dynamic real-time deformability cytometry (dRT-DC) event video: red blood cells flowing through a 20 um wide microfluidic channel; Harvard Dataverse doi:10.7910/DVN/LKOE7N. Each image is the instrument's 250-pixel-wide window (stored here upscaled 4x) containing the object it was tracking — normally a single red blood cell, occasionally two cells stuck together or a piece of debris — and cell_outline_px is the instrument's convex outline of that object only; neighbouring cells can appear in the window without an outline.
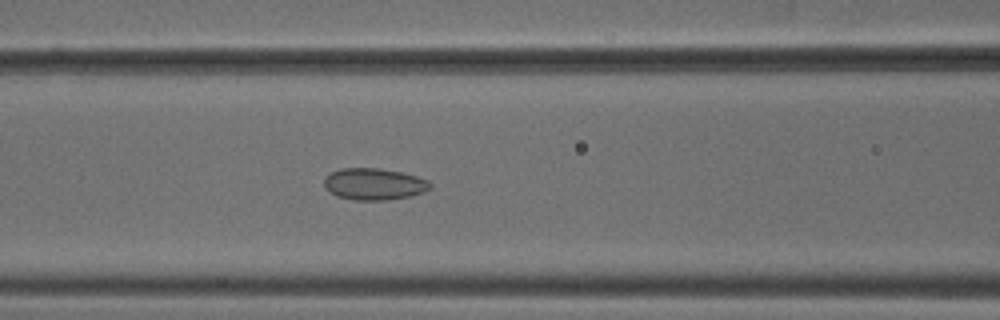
{"species": "common noctule bat (a hibernating species)", "species_latin": "Nyctalus noctula", "temperature_condition": "cold", "stored_images_in_passage": 52, "camera_frame_rate_fps": 3000, "um_per_image_px": 0.085, "animal": {"sex": "male", "body_mass_g": 18.8}, "frame": {"image": 1, "passage_image": 22, "time_ms": 7.0, "image_size_px": [1000, 320], "cell_outline_px": [[432, 188], [424, 192], [412, 196], [388, 200], [352, 200], [336, 196], [324, 184], [324, 180], [332, 172], [340, 168], [380, 168], [404, 172], [428, 180], [432, 184]], "centroid_in_image_um": [31.86, 15.65], "position_along_channel_um": 134.7, "area_um2": 19.71}}
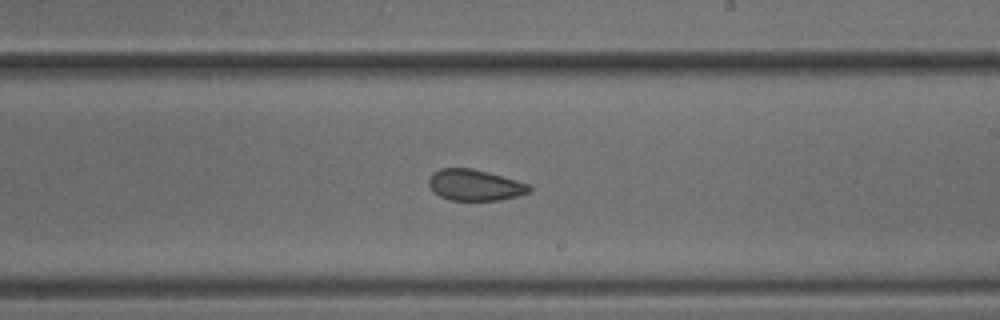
{"frame": {"image": 2, "passage_image": 31, "time_ms": 10.0, "image_size_px": [1000, 320], "cell_outline_px": [[532, 188], [528, 192], [516, 196], [500, 200], [452, 200], [440, 196], [432, 192], [428, 184], [428, 176], [432, 172], [440, 168], [472, 168], [528, 184]], "centroid_in_image_um": [40.27, 15.73], "position_along_channel_um": 248.7, "area_um2": 18.09}}
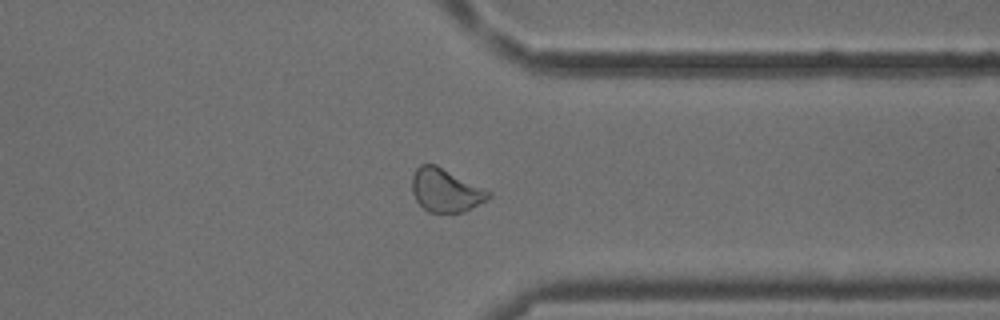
{"frame": {"image": 3, "passage_image": 41, "time_ms": 13.333, "image_size_px": [1000, 320], "cell_outline_px": [[492, 196], [464, 212], [428, 212], [416, 200], [412, 192], [412, 176], [416, 168], [420, 164], [436, 164], [492, 192]], "centroid_in_image_um": [37.86, 16.16], "position_along_channel_um": 373.5, "area_um2": 19.19}, "authors_computed_cell_mechanics": {"area_um2": 20.0566, "velocity_mm_per_s": 3.798, "shape_relaxation_time_tau1_ms": null, "shape_relaxation_time_tau2_ms": 2.3334, "deformation_change_tau1": null, "deformation_change_tau2": 0.0671}}